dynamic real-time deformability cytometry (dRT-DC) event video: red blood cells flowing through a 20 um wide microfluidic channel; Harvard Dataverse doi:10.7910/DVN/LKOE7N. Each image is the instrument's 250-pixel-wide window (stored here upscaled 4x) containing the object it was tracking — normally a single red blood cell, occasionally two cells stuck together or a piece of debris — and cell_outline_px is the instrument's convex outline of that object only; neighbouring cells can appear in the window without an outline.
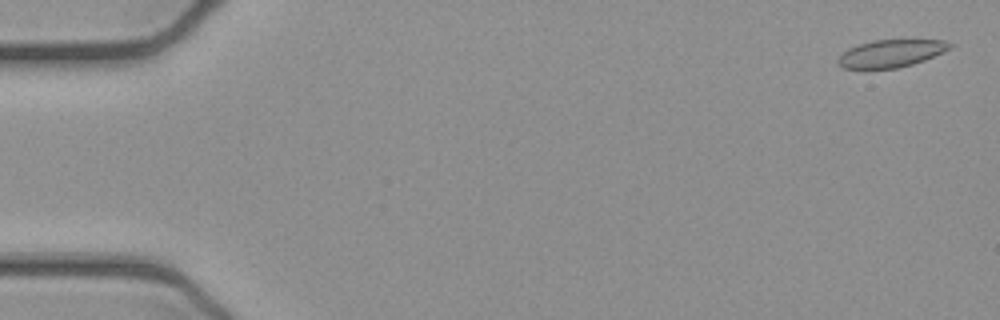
{"species": "common noctule bat (a hibernating species)", "species_latin": "Nyctalus noctula", "temperature_condition": "cold", "stored_images_in_passage": 53, "camera_frame_rate_fps": 3000, "um_per_image_px": 0.085, "animal": {"sex": "female", "body_mass_g": 21.9}, "frame": {"image": 1, "passage_image": 2, "time_ms": 0.333, "image_size_px": [1000, 320], "cell_outline_px": [[956, 44], [952, 48], [924, 60], [912, 64], [896, 68], [844, 68], [836, 60], [848, 48], [872, 40], [944, 40]], "centroid_in_image_um": [75.79, 4.52], "position_along_channel_um": 9.2, "area_um2": 17.74}}
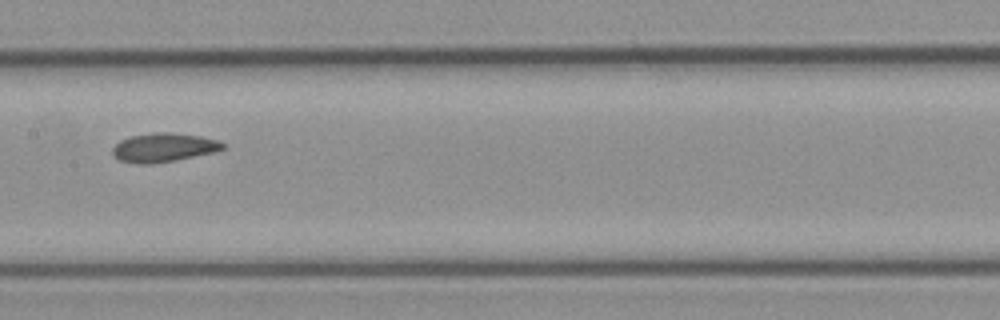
{"frame": {"image": 2, "passage_image": 27, "time_ms": 8.667, "image_size_px": [1000, 320], "cell_outline_px": [[228, 148], [216, 152], [176, 160], [152, 164], [140, 164], [120, 160], [112, 152], [112, 148], [120, 140], [132, 136], [152, 132], [168, 132], [200, 136], [216, 140], [224, 144]], "centroid_in_image_um": [13.94, 12.54], "position_along_channel_um": 193.5, "area_um2": 18.55}}
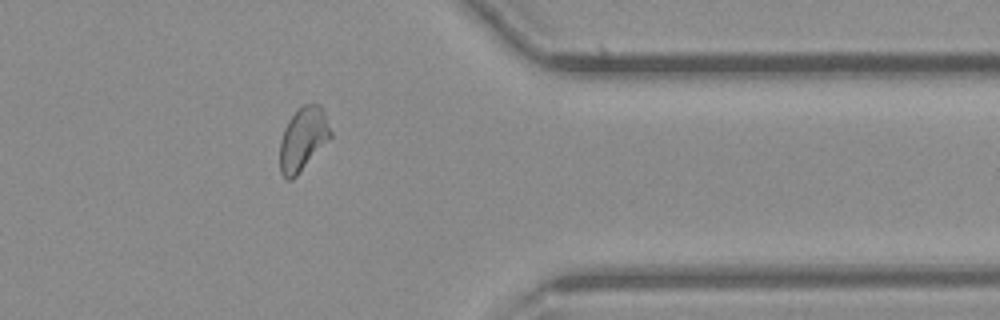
{"frame": {"image": 3, "passage_image": 43, "time_ms": 14.0, "image_size_px": [1000, 320], "cell_outline_px": [[332, 136], [296, 176], [292, 180], [288, 180], [280, 172], [280, 140], [284, 128], [288, 120], [304, 104], [320, 104], [324, 112], [332, 132]], "centroid_in_image_um": [25.75, 11.81], "position_along_channel_um": 385.6, "area_um2": 18.5}, "authors_computed_cell_mechanics": {"area_um2": 18.5538, "velocity_mm_per_s": 3.8821, "shape_relaxation_time_tau1_ms": null, "shape_relaxation_time_tau2_ms": 2.7806, "deformation_change_tau1": null, "deformation_change_tau2": 0.0785}}